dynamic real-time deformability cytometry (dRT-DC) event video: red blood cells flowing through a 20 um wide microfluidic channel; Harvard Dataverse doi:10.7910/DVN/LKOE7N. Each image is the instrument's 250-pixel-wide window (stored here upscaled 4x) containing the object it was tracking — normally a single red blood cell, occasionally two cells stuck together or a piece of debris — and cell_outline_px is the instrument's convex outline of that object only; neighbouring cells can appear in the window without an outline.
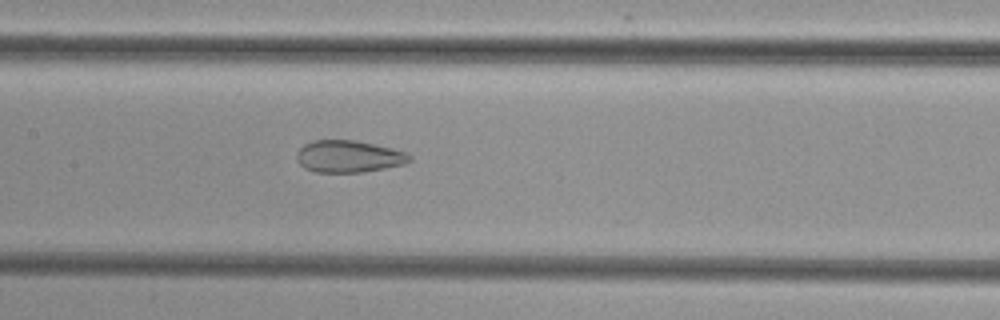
{"species": "common noctule bat (a hibernating species)", "species_latin": "Nyctalus noctula", "temperature_condition": "cold", "stored_images_in_passage": 33, "camera_frame_rate_fps": 3000, "um_per_image_px": 0.085, "animal": {"sex": "female", "body_mass_g": 29.2, "forearm_length_mm": 56.3}, "frame": {"image": 1, "passage_image": 16, "time_ms": 5.0, "image_size_px": [1000, 320], "cell_outline_px": [[412, 160], [404, 164], [384, 168], [360, 172], [316, 172], [304, 168], [296, 160], [296, 152], [304, 144], [312, 140], [356, 140], [392, 148], [404, 152], [412, 156]], "centroid_in_image_um": [29.61, 13.29], "position_along_channel_um": 177.8, "area_um2": 21.1}}
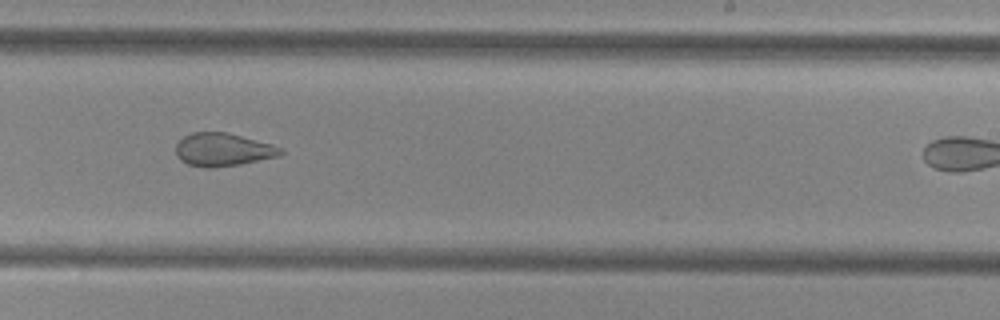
{"frame": {"image": 2, "passage_image": 23, "time_ms": 7.333, "image_size_px": [1000, 320], "cell_outline_px": [[284, 152], [280, 156], [240, 164], [212, 168], [208, 168], [188, 164], [180, 160], [176, 156], [176, 144], [184, 136], [192, 132], [228, 132], [272, 144], [284, 148]], "centroid_in_image_um": [18.97, 12.72], "position_along_channel_um": 270.0, "area_um2": 20.35}}
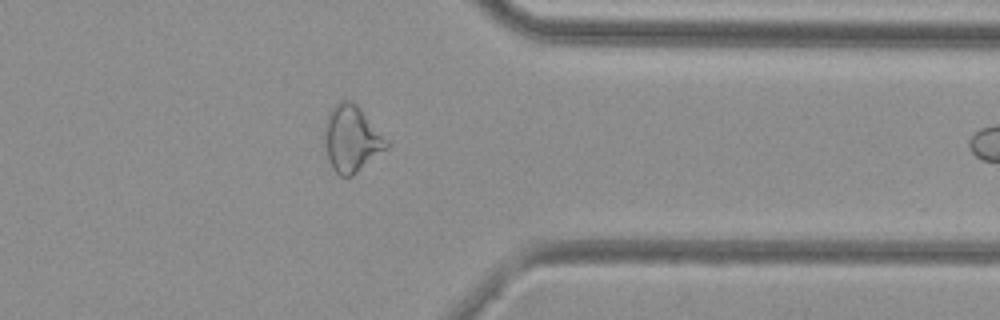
{"frame": {"image": 3, "passage_image": 32, "time_ms": 10.333, "image_size_px": [1000, 320], "cell_outline_px": [[388, 148], [352, 176], [340, 176], [332, 168], [328, 160], [324, 144], [324, 128], [328, 112], [332, 104], [340, 100], [352, 100], [360, 108], [388, 140]], "centroid_in_image_um": [29.86, 11.77], "position_along_channel_um": 381.5, "area_um2": 24.22}}